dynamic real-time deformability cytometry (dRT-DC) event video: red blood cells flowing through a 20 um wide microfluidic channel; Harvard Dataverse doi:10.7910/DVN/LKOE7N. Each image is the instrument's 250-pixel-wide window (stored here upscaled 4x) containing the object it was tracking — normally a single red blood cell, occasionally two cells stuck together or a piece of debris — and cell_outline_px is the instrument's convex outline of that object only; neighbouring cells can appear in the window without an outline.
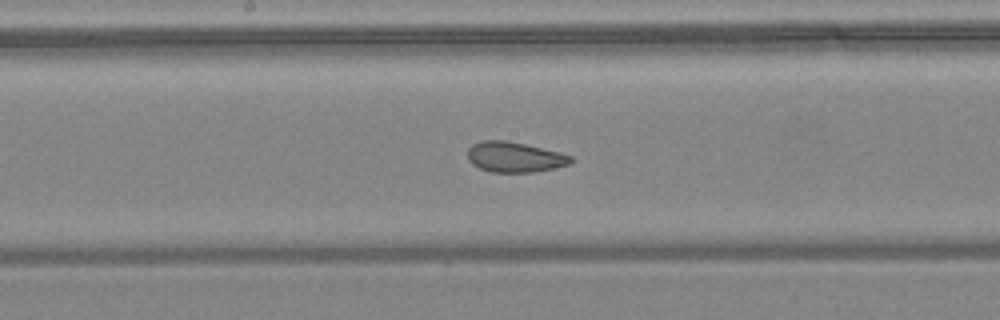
{"species": "common noctule bat (a hibernating species)", "species_latin": "Nyctalus noctula", "temperature_condition": "warm", "stored_images_in_passage": 11, "segment_of_instrument_passage": [2, 2], "camera_frame_rate_fps": 3000, "um_per_image_px": 0.085, "animal": {"sex": "female", "body_mass_g": 24.6, "forearm_length_mm": 56.2}, "frame": {"image": 1, "passage_image": 11, "time_ms": 15.333, "image_size_px": [1000, 320], "cell_outline_px": [[572, 160], [568, 164], [552, 168], [532, 172], [492, 172], [480, 168], [472, 164], [468, 160], [468, 148], [472, 144], [484, 140], [508, 140], [560, 152], [572, 156]], "centroid_in_image_um": [43.71, 13.34], "position_along_channel_um": 204.5, "area_um2": 18.15}}